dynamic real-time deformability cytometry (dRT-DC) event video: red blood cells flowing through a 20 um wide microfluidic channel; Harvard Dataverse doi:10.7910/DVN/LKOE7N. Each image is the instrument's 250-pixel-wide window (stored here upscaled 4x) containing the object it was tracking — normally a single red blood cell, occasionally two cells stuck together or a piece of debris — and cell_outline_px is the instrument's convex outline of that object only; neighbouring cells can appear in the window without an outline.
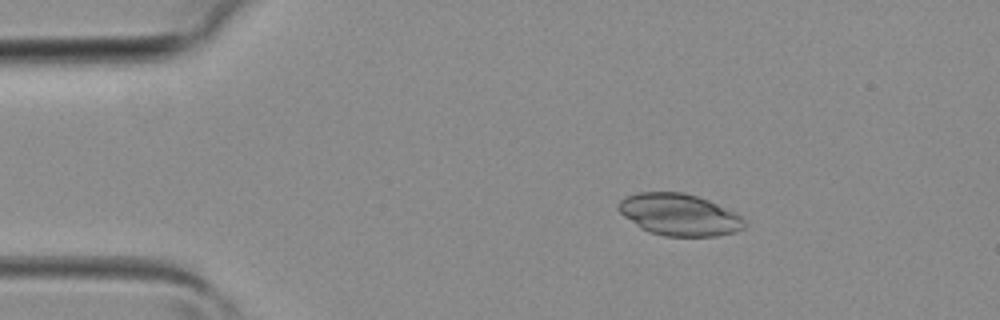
{"species": "common noctule bat (a hibernating species)", "species_latin": "Nyctalus noctula", "temperature_condition": "room temperature", "stored_images_in_passage": 2, "camera_frame_rate_fps": 3000, "um_per_image_px": 0.085, "animal": {"sex": "female", "body_mass_g": 19.3, "forearm_length_mm": 54.1}, "frame": {"image": 1, "passage_image": 1, "time_ms": 0.0, "image_size_px": [1000, 320], "cell_outline_px": [[744, 228], [736, 232], [716, 236], [664, 236], [648, 232], [640, 228], [624, 216], [616, 208], [616, 204], [624, 196], [640, 192], [684, 192], [708, 200], [736, 212], [744, 220]], "centroid_in_image_um": [57.7, 18.25], "position_along_channel_um": 27.3, "area_um2": 30.87}}